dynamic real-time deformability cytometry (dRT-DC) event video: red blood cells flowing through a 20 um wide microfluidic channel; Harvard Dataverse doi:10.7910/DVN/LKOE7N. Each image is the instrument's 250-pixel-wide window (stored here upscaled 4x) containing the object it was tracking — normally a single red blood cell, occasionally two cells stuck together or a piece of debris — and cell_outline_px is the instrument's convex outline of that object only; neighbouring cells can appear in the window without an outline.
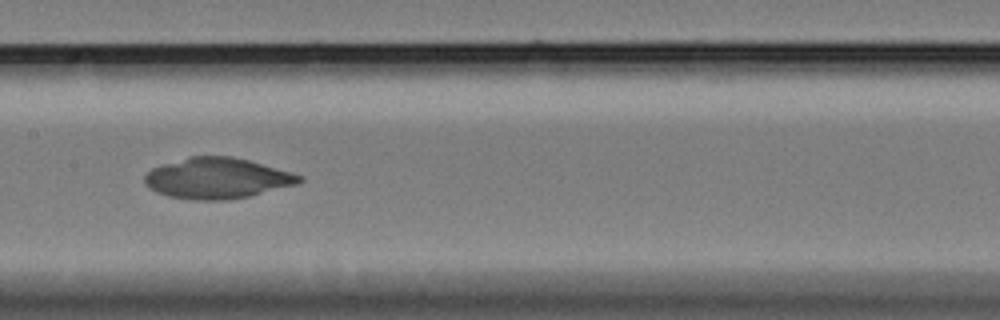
{"species": "Egyptian fruit bat (a non-hibernating species)", "species_latin": "Rousettus aegyptiacus", "temperature_condition": "cold", "stored_images_in_passage": 40, "camera_frame_rate_fps": 3000, "um_per_image_px": 0.085, "animal": {"sex": "female"}, "frame": {"image": 1, "passage_image": 11, "time_ms": 3.333, "image_size_px": [1000, 320], "cell_outline_px": [[304, 180], [296, 184], [248, 196], [228, 200], [192, 200], [168, 196], [156, 192], [148, 188], [144, 184], [144, 176], [152, 168], [188, 156], [232, 156], [248, 160], [292, 172], [304, 176]], "centroid_in_image_um": [18.44, 15.15], "position_along_channel_um": 189.0, "area_um2": 36.76}}
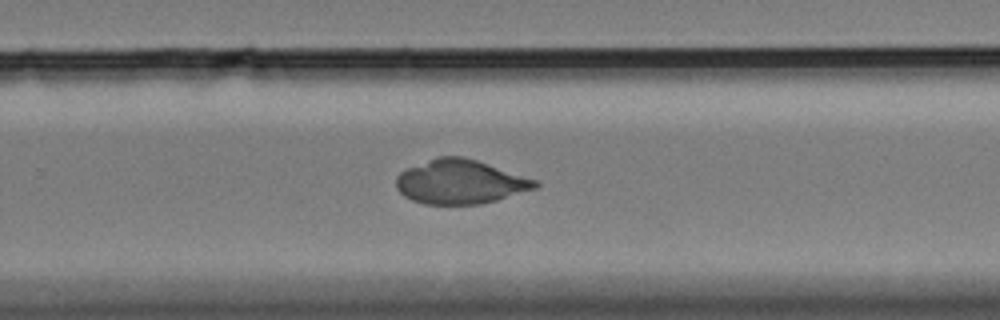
{"frame": {"image": 2, "passage_image": 20, "time_ms": 6.333, "image_size_px": [1000, 320], "cell_outline_px": [[540, 184], [536, 188], [496, 200], [480, 204], [424, 204], [412, 200], [404, 196], [396, 188], [396, 176], [400, 172], [408, 168], [436, 156], [460, 156], [476, 160], [536, 180]], "centroid_in_image_um": [39.08, 15.46], "position_along_channel_um": 290.7, "area_um2": 35.49}}
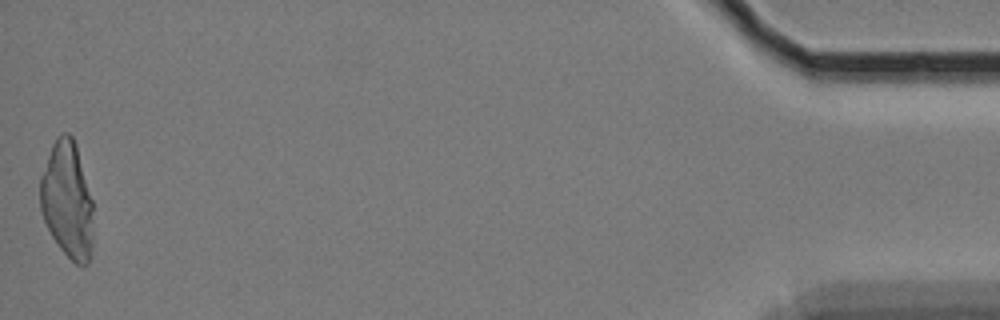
{"frame": {"image": 3, "passage_image": 40, "time_ms": 13.0, "image_size_px": [1000, 320], "cell_outline_px": [[92, 252], [88, 264], [76, 264], [60, 248], [52, 236], [44, 220], [40, 208], [40, 176], [52, 144], [56, 136], [60, 132], [68, 132], [72, 136], [76, 144], [92, 200]], "centroid_in_image_um": [5.71, 16.97], "position_along_channel_um": 429.5, "area_um2": 36.07}}